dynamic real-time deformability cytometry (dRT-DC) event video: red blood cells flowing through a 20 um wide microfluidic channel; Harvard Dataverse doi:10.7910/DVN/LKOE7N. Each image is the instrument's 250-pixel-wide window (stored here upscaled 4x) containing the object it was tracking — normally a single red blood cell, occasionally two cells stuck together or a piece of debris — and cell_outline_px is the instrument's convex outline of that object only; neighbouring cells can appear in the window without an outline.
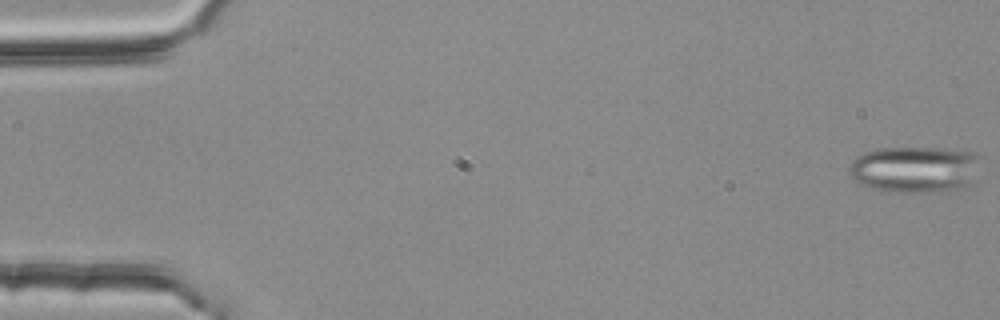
{"species": "common noctule bat (a hibernating species)", "species_latin": "Nyctalus noctula", "temperature_condition": "room temperature", "stored_images_in_passage": 54, "segment_of_instrument_passage": [1, 2], "camera_frame_rate_fps": 3000, "um_per_image_px": 0.085, "animal": {"sex": "female", "body_mass_g": 25.1}, "frame": {"image": 1, "passage_image": 1, "time_ms": 0.0, "image_size_px": [1000, 320], "cell_outline_px": [[976, 160], [968, 188], [940, 192], [888, 192], [872, 188], [860, 184], [852, 176], [848, 168], [852, 160], [856, 156], [864, 152], [876, 148], [936, 148], [972, 152], [976, 156]], "centroid_in_image_um": [77.67, 14.41], "position_along_channel_um": 7.3, "area_um2": 35.26}}